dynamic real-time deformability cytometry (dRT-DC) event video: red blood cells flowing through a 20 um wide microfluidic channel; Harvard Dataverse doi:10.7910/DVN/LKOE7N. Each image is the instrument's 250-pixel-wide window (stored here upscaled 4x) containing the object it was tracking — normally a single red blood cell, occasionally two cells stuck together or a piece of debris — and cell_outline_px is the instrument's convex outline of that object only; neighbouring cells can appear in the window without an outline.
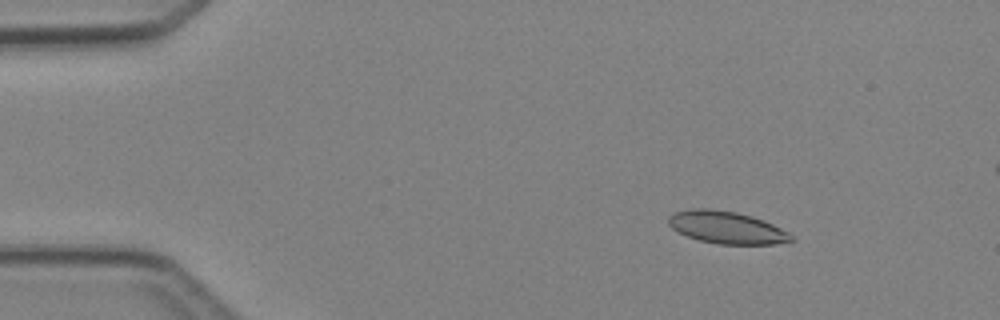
{"species": "Egyptian fruit bat (a non-hibernating species)", "species_latin": "Rousettus aegyptiacus", "temperature_condition": "cold", "stored_images_in_passage": 4, "camera_frame_rate_fps": 3000, "um_per_image_px": 0.085, "animal": {"sex": "female"}, "frame": {"image": 1, "passage_image": 1, "time_ms": 0.0, "image_size_px": [1000, 320], "cell_outline_px": [[796, 240], [776, 244], [720, 244], [700, 240], [688, 236], [672, 228], [668, 224], [668, 216], [672, 212], [692, 208], [708, 208], [736, 212], [752, 216], [764, 220], [788, 232]], "centroid_in_image_um": [61.76, 19.32], "position_along_channel_um": 23.2, "area_um2": 23.12}}